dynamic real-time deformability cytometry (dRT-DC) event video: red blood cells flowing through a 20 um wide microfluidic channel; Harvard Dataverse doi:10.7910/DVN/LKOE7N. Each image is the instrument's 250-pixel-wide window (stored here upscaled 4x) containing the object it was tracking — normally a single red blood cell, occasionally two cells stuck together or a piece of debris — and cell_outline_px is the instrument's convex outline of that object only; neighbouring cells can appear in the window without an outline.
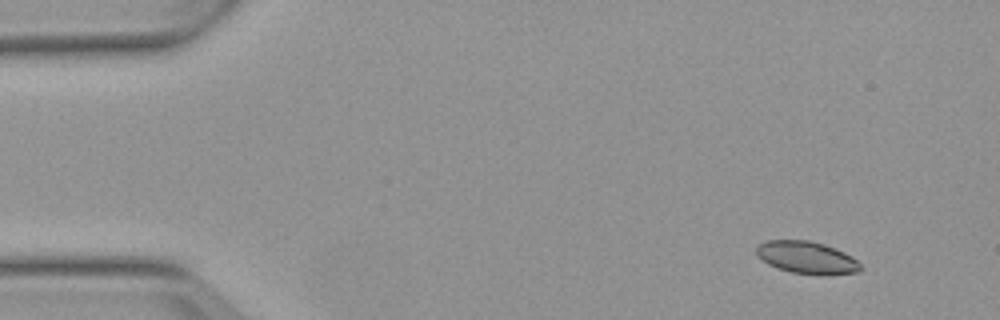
{"species": "Egyptian fruit bat (a non-hibernating species)", "species_latin": "Rousettus aegyptiacus", "temperature_condition": "warm", "stored_images_in_passage": 5, "camera_frame_rate_fps": 3000, "um_per_image_px": 0.085, "animal": {"sex": "female"}, "frame": {"image": 1, "passage_image": 2, "time_ms": 1.333, "image_size_px": [1000, 320], "cell_outline_px": [[864, 268], [860, 272], [824, 276], [820, 276], [792, 272], [776, 268], [768, 264], [756, 256], [756, 244], [768, 240], [808, 240], [824, 244], [844, 252], [852, 256]], "centroid_in_image_um": [68.58, 21.91], "position_along_channel_um": 16.4, "area_um2": 20.06}}
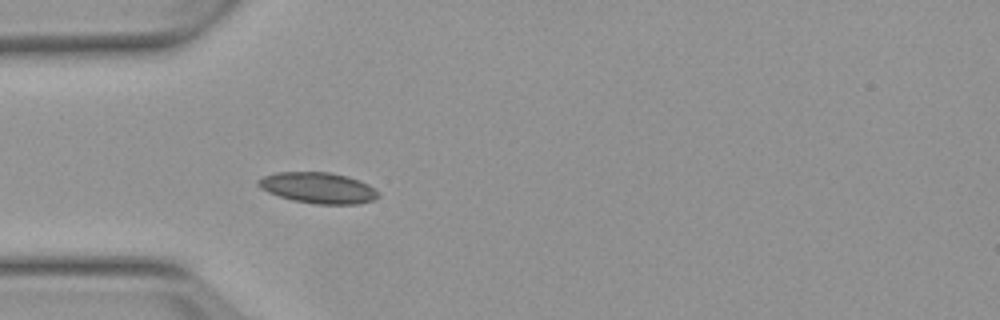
{"frame": {"image": 2, "passage_image": 5, "time_ms": 5.0, "image_size_px": [1000, 320], "cell_outline_px": [[380, 196], [372, 200], [360, 204], [316, 204], [292, 200], [268, 192], [260, 188], [256, 184], [256, 180], [264, 176], [276, 172], [328, 172], [348, 176], [360, 180], [368, 184]], "centroid_in_image_um": [27.01, 15.96], "position_along_channel_um": 58.0, "area_um2": 21.62}}